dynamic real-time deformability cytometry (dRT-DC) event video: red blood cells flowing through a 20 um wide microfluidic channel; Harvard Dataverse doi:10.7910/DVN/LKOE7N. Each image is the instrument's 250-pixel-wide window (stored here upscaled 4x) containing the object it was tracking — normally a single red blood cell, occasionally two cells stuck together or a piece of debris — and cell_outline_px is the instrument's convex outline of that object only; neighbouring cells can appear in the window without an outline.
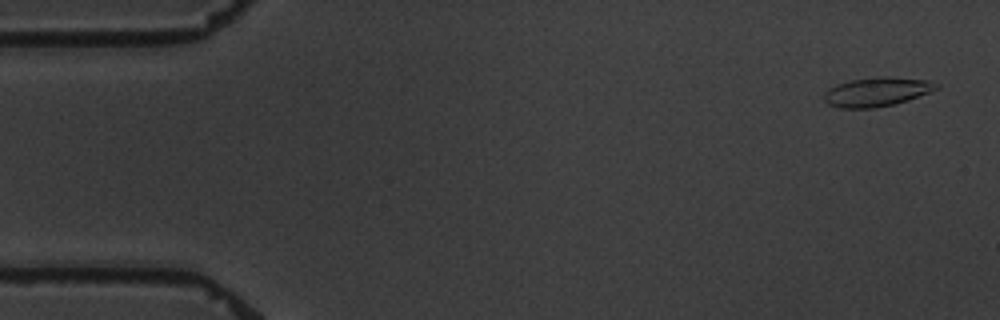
{"species": "common noctule bat (a hibernating species)", "species_latin": "Nyctalus noctula", "temperature_condition": "warm", "stored_images_in_passage": 5, "camera_frame_rate_fps": 3000, "um_per_image_px": 0.085, "animal": {"sex": "male", "body_mass_g": 19.5, "forearm_length_mm": 54.6}, "frame": {"image": 1, "passage_image": 1, "time_ms": 0.0, "image_size_px": [1000, 320], "cell_outline_px": [[940, 88], [908, 100], [892, 104], [872, 108], [840, 108], [828, 104], [824, 100], [824, 92], [828, 88], [836, 84], [852, 80], [876, 76], [892, 76], [932, 80], [940, 84]], "centroid_in_image_um": [74.56, 7.78], "position_along_channel_um": 10.4, "area_um2": 19.31}}
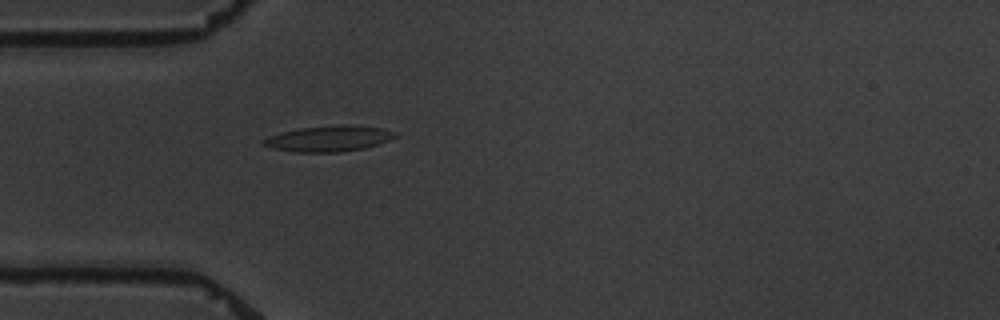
{"frame": {"image": 2, "passage_image": 5, "time_ms": 4.667, "image_size_px": [1000, 320], "cell_outline_px": [[396, 136], [388, 140], [364, 148], [336, 152], [296, 152], [272, 148], [260, 144], [260, 140], [268, 136], [280, 132], [300, 128], [380, 128], [396, 132]], "centroid_in_image_um": [27.79, 11.84], "position_along_channel_um": 57.2, "area_um2": 18.5}}